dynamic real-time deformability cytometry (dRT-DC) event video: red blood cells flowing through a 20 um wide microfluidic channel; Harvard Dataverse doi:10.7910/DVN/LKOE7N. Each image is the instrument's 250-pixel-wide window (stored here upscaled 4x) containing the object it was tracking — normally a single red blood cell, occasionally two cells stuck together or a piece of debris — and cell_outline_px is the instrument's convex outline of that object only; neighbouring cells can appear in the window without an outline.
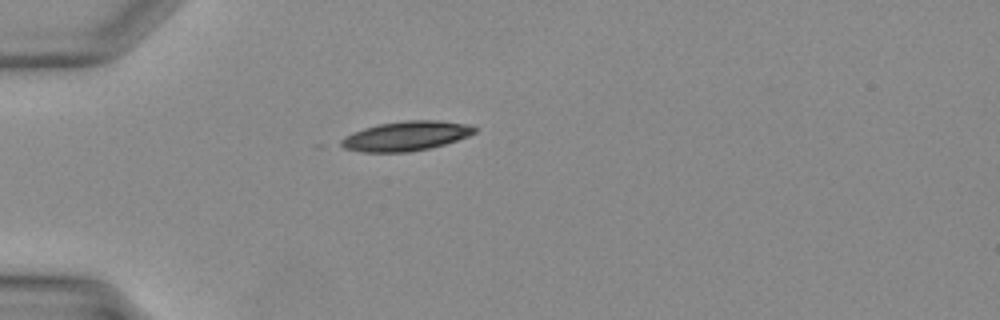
{"species": "Egyptian fruit bat (a non-hibernating species)", "species_latin": "Rousettus aegyptiacus", "temperature_condition": "warm", "stored_images_in_passage": 28, "camera_frame_rate_fps": 3000, "um_per_image_px": 0.085, "animal": {"sex": "female"}, "frame": {"image": 1, "passage_image": 1, "time_ms": 0.0, "image_size_px": [1000, 320], "cell_outline_px": [[476, 132], [468, 136], [444, 144], [428, 148], [408, 152], [360, 152], [344, 148], [332, 144], [344, 136], [352, 132], [364, 128], [380, 124], [408, 120], [436, 120], [468, 124], [476, 128]], "centroid_in_image_um": [34.41, 11.57], "position_along_channel_um": 50.6, "area_um2": 23.12}}
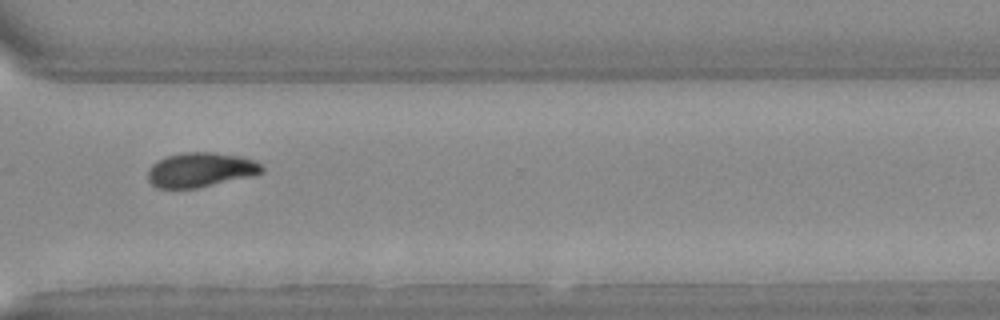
{"frame": {"image": 2, "passage_image": 19, "time_ms": 6.0, "image_size_px": [1000, 320], "cell_outline_px": [[264, 172], [252, 176], [196, 188], [156, 188], [148, 180], [148, 172], [152, 164], [168, 156], [184, 152], [212, 152], [240, 156], [252, 160], [260, 164], [264, 168]], "centroid_in_image_um": [17.05, 14.44], "position_along_channel_um": 353.5, "area_um2": 22.77}}
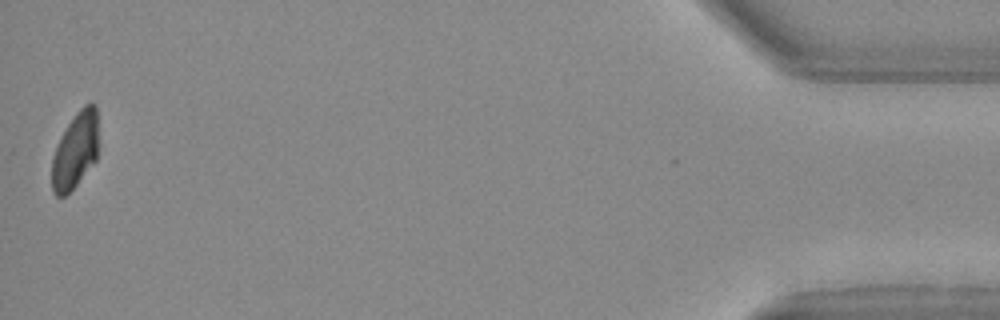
{"frame": {"image": 3, "passage_image": 28, "time_ms": 9.0, "image_size_px": [1000, 320], "cell_outline_px": [[96, 160], [76, 184], [64, 196], [56, 196], [52, 192], [52, 156], [56, 144], [68, 124], [76, 112], [84, 104], [96, 104]], "centroid_in_image_um": [6.36, 12.8], "position_along_channel_um": 428.8, "area_um2": 20.23}}